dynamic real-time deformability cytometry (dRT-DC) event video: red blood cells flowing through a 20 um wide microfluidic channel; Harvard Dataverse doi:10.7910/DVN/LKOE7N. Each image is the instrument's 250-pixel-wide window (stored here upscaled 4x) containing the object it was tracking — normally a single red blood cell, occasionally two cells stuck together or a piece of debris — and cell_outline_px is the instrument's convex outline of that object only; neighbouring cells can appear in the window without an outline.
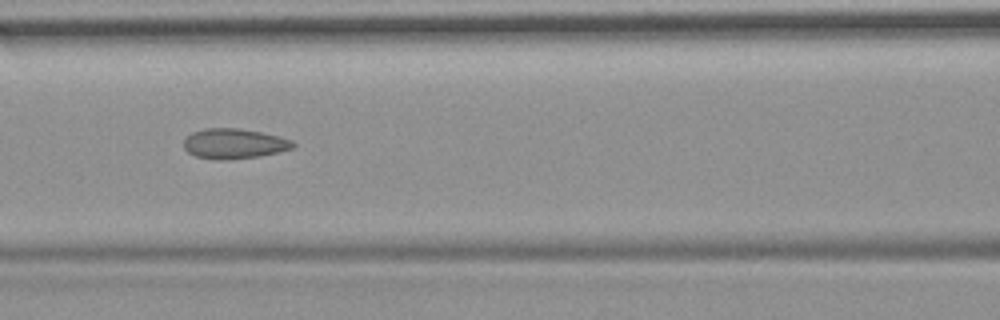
{"species": "common noctule bat (a hibernating species)", "species_latin": "Nyctalus noctula", "temperature_condition": "room temperature", "stored_images_in_passage": 54, "camera_frame_rate_fps": 3000, "um_per_image_px": 0.085, "animal": {"sex": "female", "body_mass_g": 19.9}, "frame": {"image": 1, "passage_image": 24, "time_ms": 7.667, "image_size_px": [1000, 320], "cell_outline_px": [[296, 144], [292, 148], [260, 156], [216, 160], [196, 156], [188, 152], [184, 148], [184, 140], [192, 132], [204, 128], [240, 128], [280, 136], [292, 140]], "centroid_in_image_um": [19.89, 12.2], "position_along_channel_um": 146.7, "area_um2": 19.02}, "authors_computed_cell_mechanics": {"area_um2": 19.6231, "velocity_mm_per_s": 3.7122, "shape_relaxation_time_tau1_ms": null, "shape_relaxation_time_tau2_ms": 1.9601, "deformation_change_tau1": null, "deformation_change_tau2": 0.096}}